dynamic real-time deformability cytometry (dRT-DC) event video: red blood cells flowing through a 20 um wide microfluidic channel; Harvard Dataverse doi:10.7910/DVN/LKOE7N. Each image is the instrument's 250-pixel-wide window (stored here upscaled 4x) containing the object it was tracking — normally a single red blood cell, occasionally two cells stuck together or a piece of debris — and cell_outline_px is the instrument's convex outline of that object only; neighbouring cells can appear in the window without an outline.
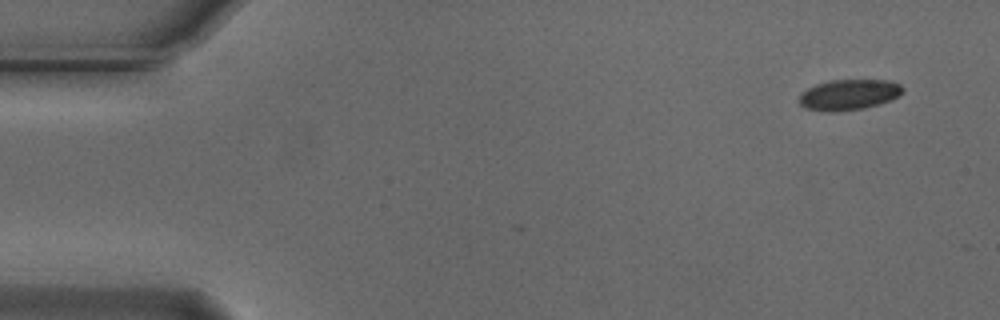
{"species": "Egyptian fruit bat (a non-hibernating species)", "species_latin": "Rousettus aegyptiacus", "temperature_condition": "cold", "stored_images_in_passage": 4, "camera_frame_rate_fps": 3000, "um_per_image_px": 0.085, "animal": {"sex": "male"}, "frame": {"image": 1, "passage_image": 1, "time_ms": 0.0, "image_size_px": [1000, 320], "cell_outline_px": [[904, 92], [888, 100], [864, 108], [832, 112], [804, 108], [800, 104], [800, 92], [816, 84], [832, 80], [888, 80], [900, 84], [904, 88]], "centroid_in_image_um": [72.13, 8.04], "position_along_channel_um": 12.9, "area_um2": 18.26}}